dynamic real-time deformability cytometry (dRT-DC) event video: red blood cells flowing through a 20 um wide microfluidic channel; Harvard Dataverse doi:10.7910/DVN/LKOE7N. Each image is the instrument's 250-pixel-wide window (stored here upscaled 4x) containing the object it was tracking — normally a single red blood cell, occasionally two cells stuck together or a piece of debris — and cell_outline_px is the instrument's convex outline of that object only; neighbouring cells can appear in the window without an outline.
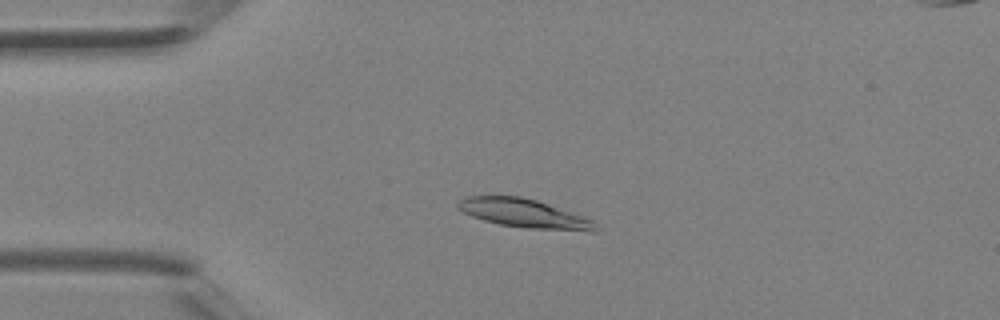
{"species": "Egyptian fruit bat (a non-hibernating species)", "species_latin": "Rousettus aegyptiacus", "temperature_condition": "room temperature", "stored_images_in_passage": 2, "camera_frame_rate_fps": 3000, "um_per_image_px": 0.085, "animal": {"sex": "female"}, "frame": {"image": 1, "passage_image": 2, "time_ms": 0.333, "image_size_px": [1000, 320], "cell_outline_px": [[596, 232], [592, 232], [528, 228], [500, 224], [484, 220], [472, 216], [456, 208], [456, 204], [464, 196], [520, 196], [536, 200], [548, 204], [592, 220], [596, 224]], "centroid_in_image_um": [44.52, 18.14], "position_along_channel_um": 40.5, "area_um2": 22.77}}